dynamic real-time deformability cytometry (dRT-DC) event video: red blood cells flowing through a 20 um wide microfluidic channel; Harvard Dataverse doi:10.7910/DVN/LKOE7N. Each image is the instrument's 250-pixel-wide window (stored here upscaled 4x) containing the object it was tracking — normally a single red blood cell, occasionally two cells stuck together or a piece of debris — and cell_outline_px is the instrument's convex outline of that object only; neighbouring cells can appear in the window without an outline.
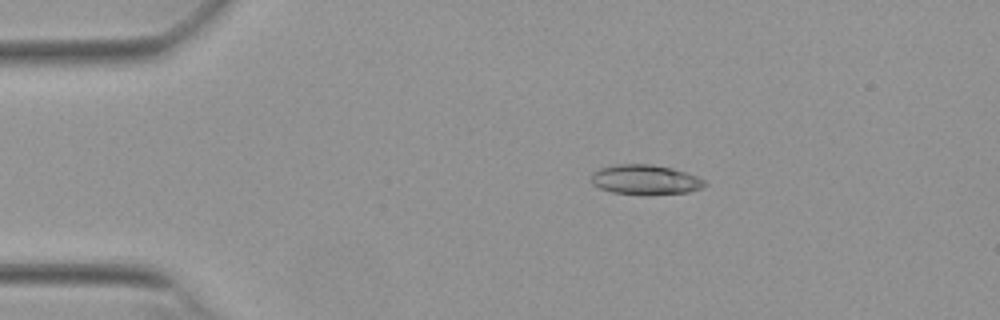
{"species": "Egyptian fruit bat (a non-hibernating species)", "species_latin": "Rousettus aegyptiacus", "temperature_condition": "warm", "stored_images_in_passage": 53, "camera_frame_rate_fps": 3000, "um_per_image_px": 0.085, "animal": {"sex": "female"}, "frame": {"image": 1, "passage_image": 10, "time_ms": 3.0, "image_size_px": [1000, 320], "cell_outline_px": [[708, 184], [704, 188], [688, 192], [648, 196], [640, 196], [612, 192], [600, 188], [592, 184], [592, 172], [600, 168], [616, 164], [652, 164], [672, 168], [696, 176], [704, 180]], "centroid_in_image_um": [54.86, 15.3], "position_along_channel_um": 30.1, "area_um2": 20.17}}
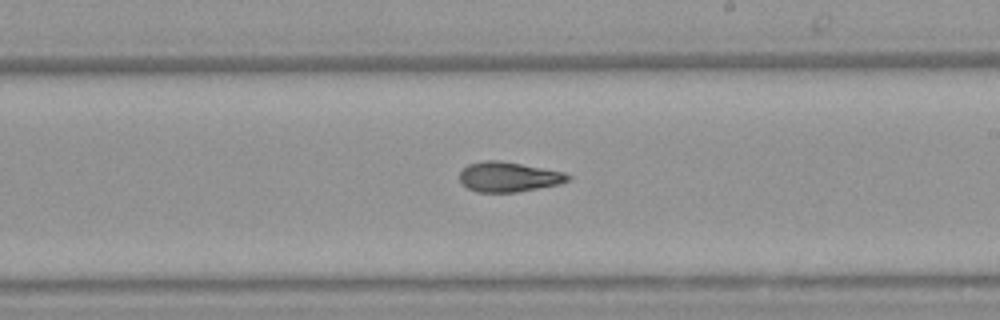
{"frame": {"image": 2, "passage_image": 31, "time_ms": 10.0, "image_size_px": [1000, 320], "cell_outline_px": [[572, 176], [568, 180], [560, 184], [516, 192], [476, 192], [468, 188], [460, 180], [460, 172], [468, 164], [480, 160], [500, 160], [564, 172]], "centroid_in_image_um": [43.22, 15.03], "position_along_channel_um": 245.8, "area_um2": 18.84}}
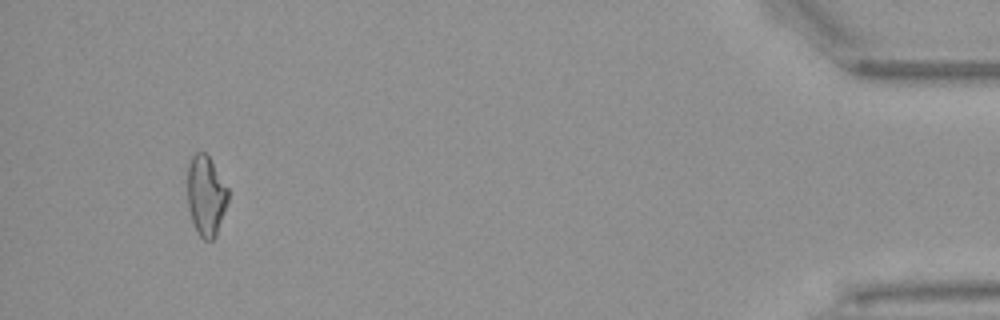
{"frame": {"image": 3, "passage_image": 50, "time_ms": 16.333, "image_size_px": [1000, 320], "cell_outline_px": [[228, 200], [216, 236], [212, 240], [204, 240], [200, 236], [192, 220], [188, 208], [188, 164], [192, 156], [196, 152], [204, 152], [208, 156], [228, 188]], "centroid_in_image_um": [17.5, 16.63], "position_along_channel_um": 417.7, "area_um2": 18.73}, "authors_computed_cell_mechanics": {"area_um2": 19.363, "velocity_mm_per_s": 3.8638, "shape_relaxation_time_tau1_ms": null, "shape_relaxation_time_tau2_ms": 2.1359, "deformation_change_tau1": null, "deformation_change_tau2": 0.0954}}